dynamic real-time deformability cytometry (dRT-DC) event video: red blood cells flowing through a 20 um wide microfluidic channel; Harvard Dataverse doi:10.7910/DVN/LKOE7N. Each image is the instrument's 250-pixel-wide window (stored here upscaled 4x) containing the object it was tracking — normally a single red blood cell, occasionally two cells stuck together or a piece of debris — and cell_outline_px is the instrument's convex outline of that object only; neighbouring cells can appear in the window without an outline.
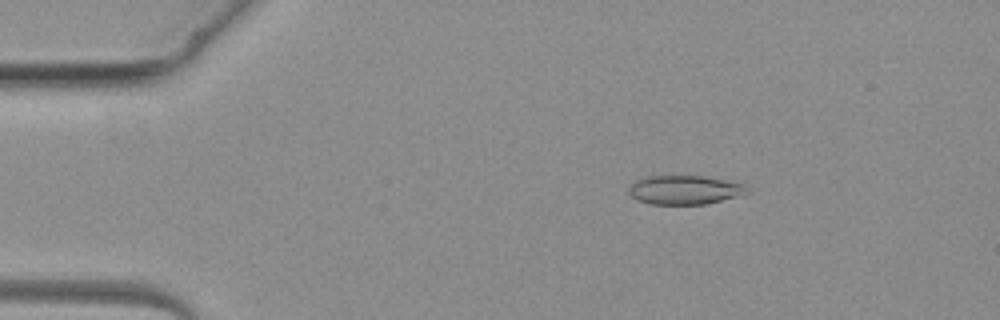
{"species": "common noctule bat (a hibernating species)", "species_latin": "Nyctalus noctula", "temperature_condition": "warm", "stored_images_in_passage": 3, "camera_frame_rate_fps": 3000, "um_per_image_px": 0.085, "animal": {"sex": "female", "body_mass_g": 19.3, "forearm_length_mm": 54.1}, "frame": {"image": 1, "passage_image": 2, "time_ms": 1.333, "image_size_px": [1000, 320], "cell_outline_px": [[752, 192], [744, 196], [704, 204], [652, 204], [636, 200], [628, 192], [628, 188], [636, 180], [648, 176], [704, 176], [744, 184]], "centroid_in_image_um": [58.25, 16.15], "position_along_channel_um": 26.7, "area_um2": 20.17}}